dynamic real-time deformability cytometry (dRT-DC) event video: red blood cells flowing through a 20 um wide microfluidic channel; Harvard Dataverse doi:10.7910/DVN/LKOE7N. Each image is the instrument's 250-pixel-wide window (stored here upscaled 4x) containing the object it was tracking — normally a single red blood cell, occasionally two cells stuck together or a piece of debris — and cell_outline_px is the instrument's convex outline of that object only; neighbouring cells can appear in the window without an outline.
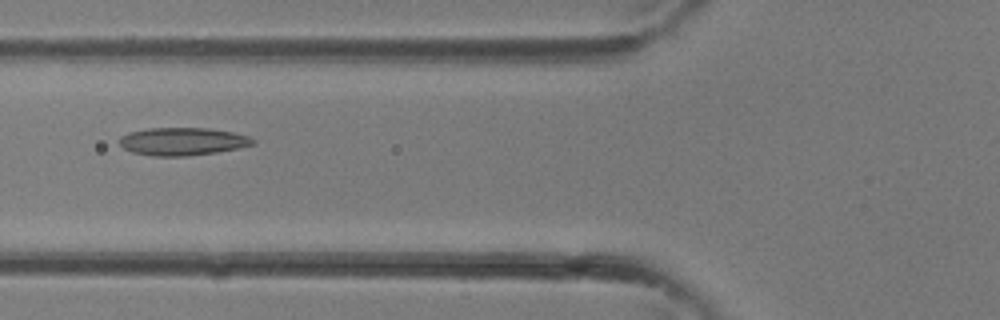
{"species": "common noctule bat (a hibernating species)", "species_latin": "Nyctalus noctula", "temperature_condition": "room temperature", "stored_images_in_passage": 24, "camera_frame_rate_fps": 3000, "um_per_image_px": 0.085, "animal": {"sex": "female"}, "frame": {"image": 1, "passage_image": 3, "time_ms": 0.667, "image_size_px": [1000, 320], "cell_outline_px": [[256, 144], [216, 152], [188, 156], [152, 156], [132, 152], [124, 148], [120, 144], [120, 136], [128, 132], [148, 128], [208, 128], [232, 132], [248, 136], [256, 140]], "centroid_in_image_um": [15.51, 12.02], "position_along_channel_um": 110.3, "area_um2": 21.62}}
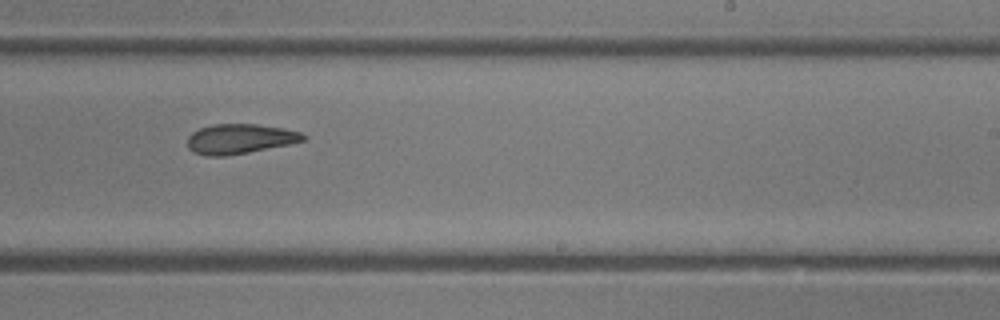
{"frame": {"image": 2, "passage_image": 11, "time_ms": 3.333, "image_size_px": [1000, 320], "cell_outline_px": [[308, 136], [304, 140], [288, 144], [248, 152], [224, 156], [204, 156], [192, 152], [188, 148], [188, 136], [192, 132], [200, 128], [212, 124], [256, 124], [280, 128], [300, 132]], "centroid_in_image_um": [20.33, 11.81], "position_along_channel_um": 268.7, "area_um2": 20.0}}
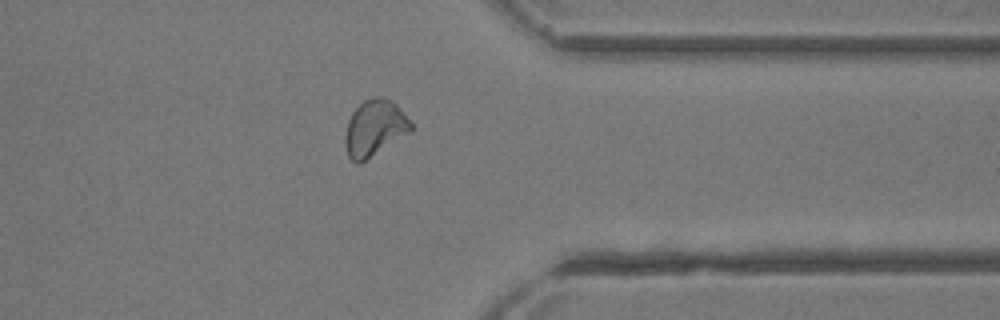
{"frame": {"image": 3, "passage_image": 17, "time_ms": 5.333, "image_size_px": [1000, 320], "cell_outline_px": [[412, 132], [360, 164], [356, 164], [348, 156], [344, 144], [344, 136], [348, 120], [352, 112], [364, 100], [372, 96], [380, 96], [392, 100], [396, 104], [412, 124]], "centroid_in_image_um": [31.83, 10.9], "position_along_channel_um": 379.6, "area_um2": 21.85}}